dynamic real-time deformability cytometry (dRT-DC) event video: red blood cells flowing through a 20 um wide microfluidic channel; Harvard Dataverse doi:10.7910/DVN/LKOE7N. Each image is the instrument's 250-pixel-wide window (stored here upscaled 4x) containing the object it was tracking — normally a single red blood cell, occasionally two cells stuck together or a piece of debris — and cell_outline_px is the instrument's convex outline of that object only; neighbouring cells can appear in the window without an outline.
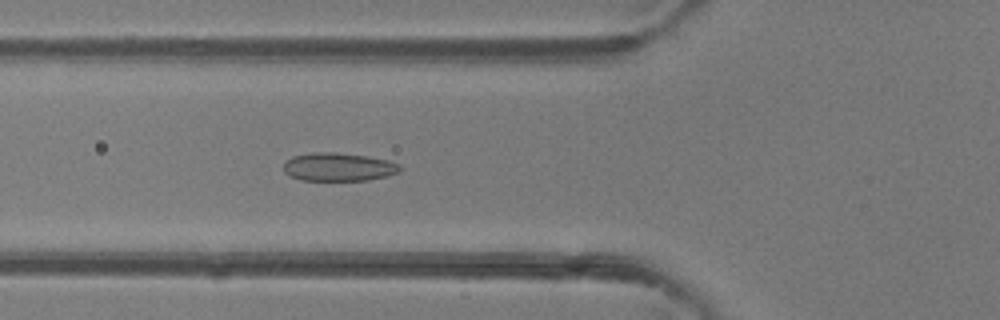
{"species": "common noctule bat (a hibernating species)", "species_latin": "Nyctalus noctula", "temperature_condition": "room temperature", "stored_images_in_passage": 49, "camera_frame_rate_fps": 3000, "um_per_image_px": 0.085, "animal": {"sex": "female"}, "frame": {"image": 1, "passage_image": 18, "time_ms": 5.667, "image_size_px": [1000, 320], "cell_outline_px": [[404, 168], [400, 172], [388, 176], [368, 180], [300, 180], [284, 172], [284, 160], [292, 156], [312, 152], [336, 152], [368, 156], [388, 160], [400, 164]], "centroid_in_image_um": [28.8, 14.18], "position_along_channel_um": 97.0, "area_um2": 19.48}}
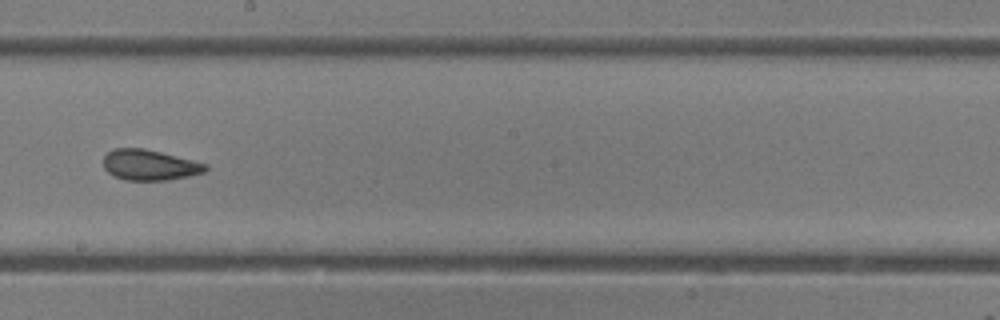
{"frame": {"image": 2, "passage_image": 28, "time_ms": 9.0, "image_size_px": [1000, 320], "cell_outline_px": [[208, 168], [204, 172], [188, 176], [168, 180], [124, 180], [112, 176], [104, 168], [104, 156], [112, 148], [144, 148], [208, 164]], "centroid_in_image_um": [12.69, 14.03], "position_along_channel_um": 235.5, "area_um2": 18.21}}
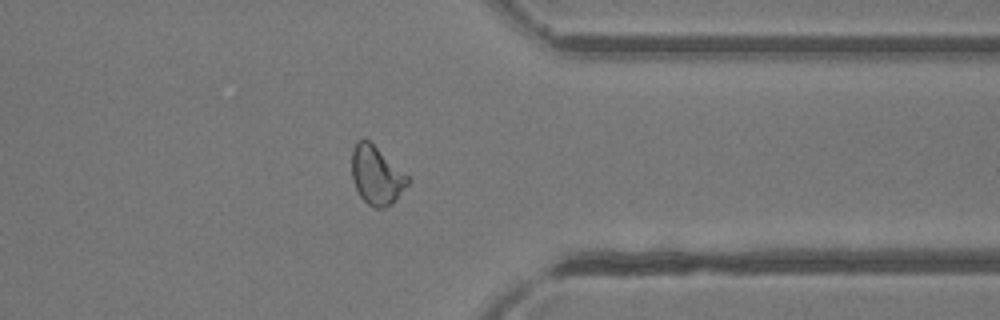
{"frame": {"image": 3, "passage_image": 39, "time_ms": 12.667, "image_size_px": [1000, 320], "cell_outline_px": [[412, 180], [396, 200], [384, 208], [376, 208], [368, 204], [360, 196], [352, 180], [352, 148], [356, 140], [368, 140], [408, 176]], "centroid_in_image_um": [32.0, 14.92], "position_along_channel_um": 379.4, "area_um2": 18.9}, "authors_computed_cell_mechanics": {"area_um2": 19.4786, "velocity_mm_per_s": 4.1483, "shape_relaxation_time_tau1_ms": 9.4729, "shape_relaxation_time_tau2_ms": 1.6954, "deformation_change_tau1": 0.1713, "deformation_change_tau2": 0.0816}}